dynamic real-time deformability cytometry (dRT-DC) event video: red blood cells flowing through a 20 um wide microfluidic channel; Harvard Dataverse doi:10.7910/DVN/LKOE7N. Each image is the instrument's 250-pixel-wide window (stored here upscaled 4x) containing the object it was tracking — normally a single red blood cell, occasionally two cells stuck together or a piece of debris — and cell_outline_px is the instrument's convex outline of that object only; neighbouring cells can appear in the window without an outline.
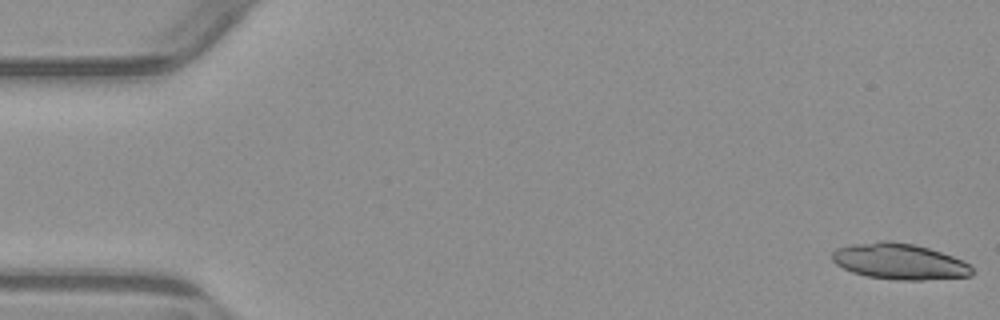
{"species": "common noctule bat (a hibernating species)", "species_latin": "Nyctalus noctula", "temperature_condition": "warm", "stored_images_in_passage": 7, "camera_frame_rate_fps": 3000, "um_per_image_px": 0.085, "animal": {"sex": "male", "body_mass_g": 23.1, "forearm_length_mm": 52.7}, "frame": {"image": 1, "passage_image": 1, "time_ms": 0.0, "image_size_px": [1000, 320], "cell_outline_px": [[976, 272], [972, 276], [924, 280], [900, 280], [864, 276], [852, 272], [836, 264], [832, 260], [832, 252], [836, 248], [852, 244], [880, 240], [888, 240], [912, 244], [928, 248], [964, 260]], "centroid_in_image_um": [76.46, 22.23], "position_along_channel_um": 8.5, "area_um2": 29.48}}
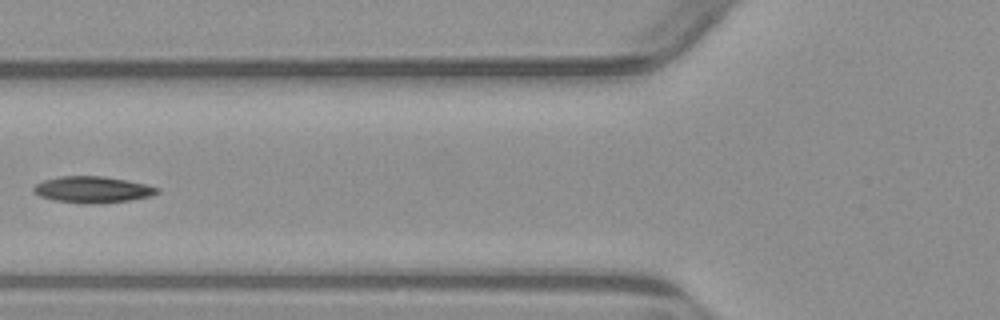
{"frame": {"image": 2, "passage_image": 6, "time_ms": 6.667, "image_size_px": [1000, 320], "cell_outline_px": [[160, 192], [152, 196], [132, 200], [100, 204], [84, 204], [52, 200], [40, 196], [32, 192], [32, 188], [36, 184], [44, 180], [60, 176], [104, 176], [128, 180], [160, 188]], "centroid_in_image_um": [7.88, 16.13], "position_along_channel_um": 117.9, "area_um2": 19.36}}
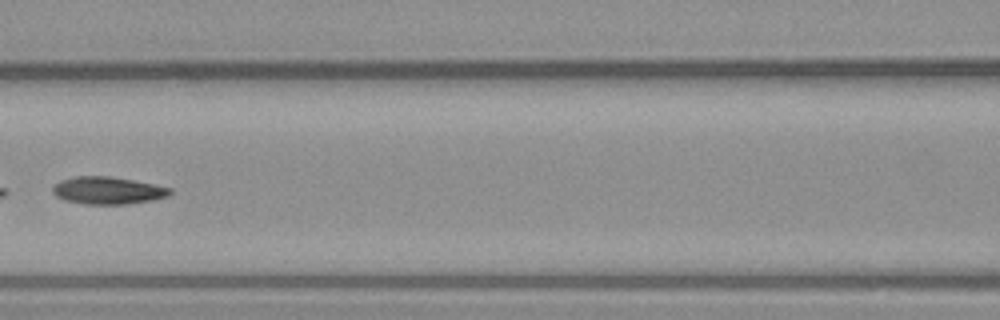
{"frame": {"image": 3, "passage_image": 7, "time_ms": 7.667, "image_size_px": [1000, 320], "cell_outline_px": [[172, 192], [168, 196], [152, 200], [128, 204], [84, 204], [64, 200], [56, 196], [52, 192], [52, 188], [60, 180], [72, 176], [108, 176], [132, 180], [172, 188]], "centroid_in_image_um": [9.14, 16.19], "position_along_channel_um": 157.5, "area_um2": 18.73}}